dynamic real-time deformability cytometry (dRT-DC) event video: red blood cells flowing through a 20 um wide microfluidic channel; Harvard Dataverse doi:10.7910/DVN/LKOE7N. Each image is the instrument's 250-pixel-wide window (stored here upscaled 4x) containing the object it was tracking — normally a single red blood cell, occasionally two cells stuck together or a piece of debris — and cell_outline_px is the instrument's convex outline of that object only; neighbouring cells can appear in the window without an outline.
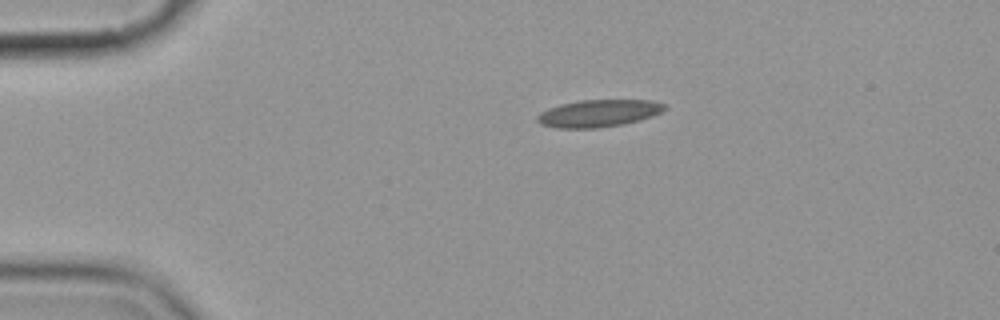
{"species": "common noctule bat (a hibernating species)", "species_latin": "Nyctalus noctula", "temperature_condition": "cold", "stored_images_in_passage": 2, "camera_frame_rate_fps": 3000, "um_per_image_px": 0.085, "animal": {"sex": "female", "body_mass_g": 19.9}, "frame": {"image": 1, "passage_image": 1, "time_ms": 0.0, "image_size_px": [1000, 320], "cell_outline_px": [[668, 108], [652, 116], [640, 120], [624, 124], [596, 128], [556, 128], [540, 124], [536, 120], [536, 116], [540, 112], [548, 108], [560, 104], [580, 100], [652, 100], [664, 104]], "centroid_in_image_um": [50.86, 9.63], "position_along_channel_um": 34.1, "area_um2": 20.35}}